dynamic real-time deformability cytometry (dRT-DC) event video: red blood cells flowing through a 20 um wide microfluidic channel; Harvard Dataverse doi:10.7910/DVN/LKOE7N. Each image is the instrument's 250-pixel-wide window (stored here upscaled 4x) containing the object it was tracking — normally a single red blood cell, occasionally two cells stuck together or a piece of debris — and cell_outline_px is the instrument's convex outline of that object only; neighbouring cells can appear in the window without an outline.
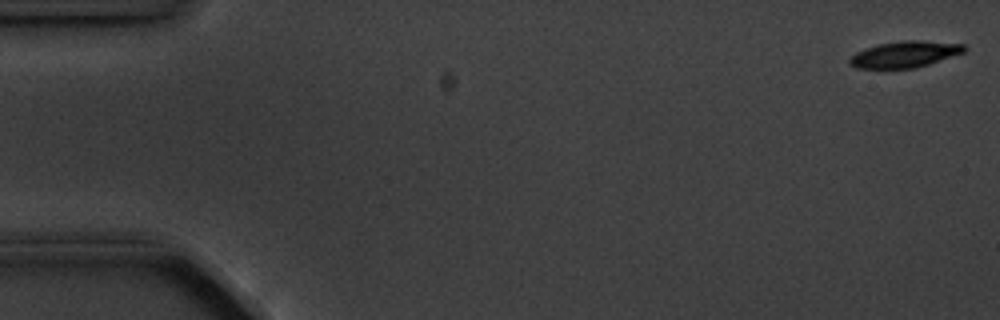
{"species": "common noctule bat (a hibernating species)", "species_latin": "Nyctalus noctula", "temperature_condition": "cold", "stored_images_in_passage": 4, "camera_frame_rate_fps": 3000, "um_per_image_px": 0.085, "animal": {"sex": "male", "body_mass_g": 20.1, "forearm_length_mm": 53.5}, "frame": {"image": 1, "passage_image": 1, "time_ms": 0.0, "image_size_px": [1000, 320], "cell_outline_px": [[968, 48], [964, 52], [916, 68], [856, 68], [848, 64], [848, 60], [856, 52], [864, 48], [880, 44], [904, 40], [920, 40], [964, 44]], "centroid_in_image_um": [76.9, 4.61], "position_along_channel_um": 8.1, "area_um2": 17.51}}